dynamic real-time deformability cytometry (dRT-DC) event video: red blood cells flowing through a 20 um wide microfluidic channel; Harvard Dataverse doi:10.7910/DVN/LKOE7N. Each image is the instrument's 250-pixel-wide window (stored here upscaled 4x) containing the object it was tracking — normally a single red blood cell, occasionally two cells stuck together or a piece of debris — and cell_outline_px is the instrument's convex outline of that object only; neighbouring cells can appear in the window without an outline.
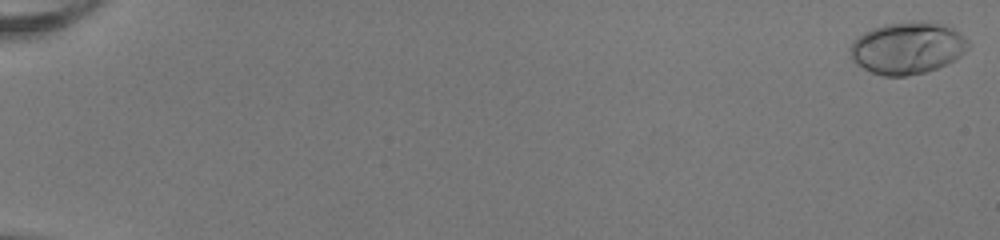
{"species": "human", "species_latin": "Homo sapiens", "temperature_condition": "room temperature", "stored_images_in_passage": 53, "camera_frame_rate_fps": 3000, "um_per_image_px": 0.085, "donor": {"sex": "female"}, "frame": {"image": 1, "passage_image": 1, "time_ms": 0.0, "image_size_px": [1000, 240], "cell_outline_px": [[972, 44], [956, 60], [936, 68], [924, 72], [908, 76], [884, 76], [872, 72], [856, 64], [852, 60], [848, 48], [852, 40], [856, 36], [872, 28], [884, 24], [920, 20], [944, 24], [960, 32]], "centroid_in_image_um": [77.12, 4.06], "position_along_channel_um": 7.9, "area_um2": 36.3}}
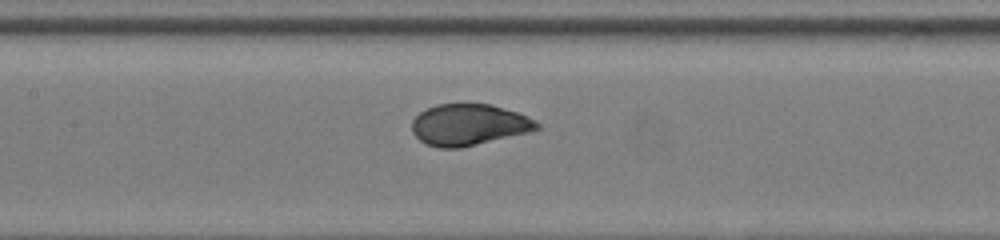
{"frame": {"image": 2, "passage_image": 28, "time_ms": 9.0, "image_size_px": [1000, 240], "cell_outline_px": [[540, 128], [532, 132], [460, 148], [440, 148], [428, 144], [420, 140], [412, 132], [412, 120], [420, 112], [436, 104], [488, 104], [516, 112], [540, 124]], "centroid_in_image_um": [39.84, 10.62], "position_along_channel_um": 167.6, "area_um2": 29.88}}
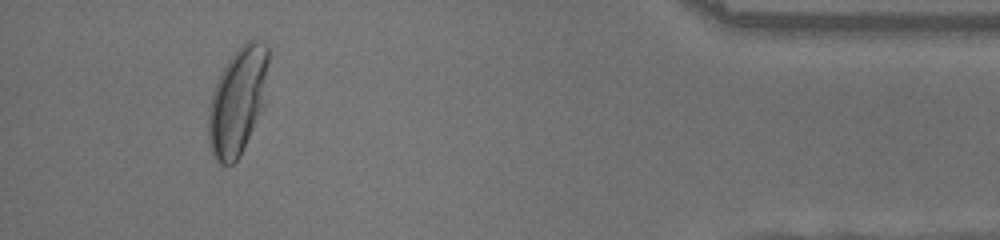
{"frame": {"image": 3, "passage_image": 50, "time_ms": 16.333, "image_size_px": [1000, 240], "cell_outline_px": [[268, 64], [264, 108], [240, 156], [232, 164], [220, 164], [212, 156], [208, 144], [208, 108], [212, 92], [228, 60], [244, 40], [256, 36], [268, 44]], "centroid_in_image_um": [20.22, 8.56], "position_along_channel_um": 415.0, "area_um2": 38.21}, "authors_computed_cell_mechanics": {"area_um2": 31.0386, "velocity_mm_per_s": 4.0313, "shape_relaxation_time_tau1_ms": 2.8021, "shape_relaxation_time_tau2_ms": null, "deformation_change_tau1": 0.1806, "deformation_change_tau2": null}}